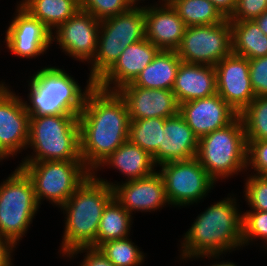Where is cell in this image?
Segmentation results:
<instances>
[{"mask_svg": "<svg viewBox=\"0 0 267 266\" xmlns=\"http://www.w3.org/2000/svg\"><path fill=\"white\" fill-rule=\"evenodd\" d=\"M179 114L198 139L226 127L239 116L218 93L181 103Z\"/></svg>", "mask_w": 267, "mask_h": 266, "instance_id": "17", "label": "cell"}, {"mask_svg": "<svg viewBox=\"0 0 267 266\" xmlns=\"http://www.w3.org/2000/svg\"><path fill=\"white\" fill-rule=\"evenodd\" d=\"M249 75L255 96H267V56L248 59Z\"/></svg>", "mask_w": 267, "mask_h": 266, "instance_id": "36", "label": "cell"}, {"mask_svg": "<svg viewBox=\"0 0 267 266\" xmlns=\"http://www.w3.org/2000/svg\"><path fill=\"white\" fill-rule=\"evenodd\" d=\"M236 199L230 195L198 214L183 235L179 260L200 257L217 260L222 254L243 248V214L238 210Z\"/></svg>", "mask_w": 267, "mask_h": 266, "instance_id": "2", "label": "cell"}, {"mask_svg": "<svg viewBox=\"0 0 267 266\" xmlns=\"http://www.w3.org/2000/svg\"><path fill=\"white\" fill-rule=\"evenodd\" d=\"M100 20L79 10L51 33V41L74 60L91 63L97 52Z\"/></svg>", "mask_w": 267, "mask_h": 266, "instance_id": "12", "label": "cell"}, {"mask_svg": "<svg viewBox=\"0 0 267 266\" xmlns=\"http://www.w3.org/2000/svg\"><path fill=\"white\" fill-rule=\"evenodd\" d=\"M181 62L176 51L160 50L153 61L138 74L132 83L127 85L146 89L172 90Z\"/></svg>", "mask_w": 267, "mask_h": 266, "instance_id": "24", "label": "cell"}, {"mask_svg": "<svg viewBox=\"0 0 267 266\" xmlns=\"http://www.w3.org/2000/svg\"><path fill=\"white\" fill-rule=\"evenodd\" d=\"M39 207L31 179L16 167L0 183V236L20 244Z\"/></svg>", "mask_w": 267, "mask_h": 266, "instance_id": "8", "label": "cell"}, {"mask_svg": "<svg viewBox=\"0 0 267 266\" xmlns=\"http://www.w3.org/2000/svg\"><path fill=\"white\" fill-rule=\"evenodd\" d=\"M98 249L115 266H141L145 259V254L129 237L106 241Z\"/></svg>", "mask_w": 267, "mask_h": 266, "instance_id": "30", "label": "cell"}, {"mask_svg": "<svg viewBox=\"0 0 267 266\" xmlns=\"http://www.w3.org/2000/svg\"><path fill=\"white\" fill-rule=\"evenodd\" d=\"M31 179L39 205L47 199L61 207L91 172L82 160L20 162L19 166Z\"/></svg>", "mask_w": 267, "mask_h": 266, "instance_id": "9", "label": "cell"}, {"mask_svg": "<svg viewBox=\"0 0 267 266\" xmlns=\"http://www.w3.org/2000/svg\"><path fill=\"white\" fill-rule=\"evenodd\" d=\"M247 141V167L258 176H267V140ZM255 172V173H254Z\"/></svg>", "mask_w": 267, "mask_h": 266, "instance_id": "35", "label": "cell"}, {"mask_svg": "<svg viewBox=\"0 0 267 266\" xmlns=\"http://www.w3.org/2000/svg\"><path fill=\"white\" fill-rule=\"evenodd\" d=\"M239 116L246 140H267V96L256 97Z\"/></svg>", "mask_w": 267, "mask_h": 266, "instance_id": "31", "label": "cell"}, {"mask_svg": "<svg viewBox=\"0 0 267 266\" xmlns=\"http://www.w3.org/2000/svg\"><path fill=\"white\" fill-rule=\"evenodd\" d=\"M99 181L113 188L114 198L131 214L136 211L154 212L170 206L166 196L162 175L156 171L152 175L122 183L108 181L93 174Z\"/></svg>", "mask_w": 267, "mask_h": 266, "instance_id": "13", "label": "cell"}, {"mask_svg": "<svg viewBox=\"0 0 267 266\" xmlns=\"http://www.w3.org/2000/svg\"><path fill=\"white\" fill-rule=\"evenodd\" d=\"M210 266H237V265L231 261H226V262L221 261L220 263H219V261H218V263L216 261V263L214 262V264H211Z\"/></svg>", "mask_w": 267, "mask_h": 266, "instance_id": "43", "label": "cell"}, {"mask_svg": "<svg viewBox=\"0 0 267 266\" xmlns=\"http://www.w3.org/2000/svg\"><path fill=\"white\" fill-rule=\"evenodd\" d=\"M176 52L182 62L215 66L232 54L229 19L219 24L186 27Z\"/></svg>", "mask_w": 267, "mask_h": 266, "instance_id": "11", "label": "cell"}, {"mask_svg": "<svg viewBox=\"0 0 267 266\" xmlns=\"http://www.w3.org/2000/svg\"><path fill=\"white\" fill-rule=\"evenodd\" d=\"M0 82V143L12 156L25 150L29 139V118L21 96Z\"/></svg>", "mask_w": 267, "mask_h": 266, "instance_id": "15", "label": "cell"}, {"mask_svg": "<svg viewBox=\"0 0 267 266\" xmlns=\"http://www.w3.org/2000/svg\"><path fill=\"white\" fill-rule=\"evenodd\" d=\"M165 120L158 117L130 120L128 140L153 157L161 143Z\"/></svg>", "mask_w": 267, "mask_h": 266, "instance_id": "29", "label": "cell"}, {"mask_svg": "<svg viewBox=\"0 0 267 266\" xmlns=\"http://www.w3.org/2000/svg\"><path fill=\"white\" fill-rule=\"evenodd\" d=\"M159 167L167 199L173 207L198 204L216 184L196 157L164 163Z\"/></svg>", "mask_w": 267, "mask_h": 266, "instance_id": "10", "label": "cell"}, {"mask_svg": "<svg viewBox=\"0 0 267 266\" xmlns=\"http://www.w3.org/2000/svg\"><path fill=\"white\" fill-rule=\"evenodd\" d=\"M145 38L144 5L100 21L97 52L88 75L96 83L130 44Z\"/></svg>", "mask_w": 267, "mask_h": 266, "instance_id": "7", "label": "cell"}, {"mask_svg": "<svg viewBox=\"0 0 267 266\" xmlns=\"http://www.w3.org/2000/svg\"><path fill=\"white\" fill-rule=\"evenodd\" d=\"M254 21L259 26V29L267 35V10L264 11L259 17L255 18Z\"/></svg>", "mask_w": 267, "mask_h": 266, "instance_id": "41", "label": "cell"}, {"mask_svg": "<svg viewBox=\"0 0 267 266\" xmlns=\"http://www.w3.org/2000/svg\"><path fill=\"white\" fill-rule=\"evenodd\" d=\"M33 154L22 162L82 160L78 115H30L27 148Z\"/></svg>", "mask_w": 267, "mask_h": 266, "instance_id": "5", "label": "cell"}, {"mask_svg": "<svg viewBox=\"0 0 267 266\" xmlns=\"http://www.w3.org/2000/svg\"><path fill=\"white\" fill-rule=\"evenodd\" d=\"M246 178L244 187L245 201L251 210L267 212V176L253 175Z\"/></svg>", "mask_w": 267, "mask_h": 266, "instance_id": "34", "label": "cell"}, {"mask_svg": "<svg viewBox=\"0 0 267 266\" xmlns=\"http://www.w3.org/2000/svg\"><path fill=\"white\" fill-rule=\"evenodd\" d=\"M160 5V6H159ZM145 38L159 50L176 51L186 25L167 0L144 6Z\"/></svg>", "mask_w": 267, "mask_h": 266, "instance_id": "19", "label": "cell"}, {"mask_svg": "<svg viewBox=\"0 0 267 266\" xmlns=\"http://www.w3.org/2000/svg\"><path fill=\"white\" fill-rule=\"evenodd\" d=\"M86 252V253H85ZM85 253L83 255L84 259L80 263V266H115L111 263L98 248L92 247H81L64 255V257H68L71 259L77 254Z\"/></svg>", "mask_w": 267, "mask_h": 266, "instance_id": "38", "label": "cell"}, {"mask_svg": "<svg viewBox=\"0 0 267 266\" xmlns=\"http://www.w3.org/2000/svg\"><path fill=\"white\" fill-rule=\"evenodd\" d=\"M131 7L129 0H80L81 10L100 21L124 13Z\"/></svg>", "mask_w": 267, "mask_h": 266, "instance_id": "33", "label": "cell"}, {"mask_svg": "<svg viewBox=\"0 0 267 266\" xmlns=\"http://www.w3.org/2000/svg\"><path fill=\"white\" fill-rule=\"evenodd\" d=\"M186 27L219 24L226 20L208 0H167Z\"/></svg>", "mask_w": 267, "mask_h": 266, "instance_id": "28", "label": "cell"}, {"mask_svg": "<svg viewBox=\"0 0 267 266\" xmlns=\"http://www.w3.org/2000/svg\"><path fill=\"white\" fill-rule=\"evenodd\" d=\"M263 239L262 243L267 246V212L257 210H246L243 213L242 242L243 247L250 242ZM267 250V247L265 248Z\"/></svg>", "mask_w": 267, "mask_h": 266, "instance_id": "32", "label": "cell"}, {"mask_svg": "<svg viewBox=\"0 0 267 266\" xmlns=\"http://www.w3.org/2000/svg\"><path fill=\"white\" fill-rule=\"evenodd\" d=\"M267 10V0H237L229 21L254 20Z\"/></svg>", "mask_w": 267, "mask_h": 266, "instance_id": "37", "label": "cell"}, {"mask_svg": "<svg viewBox=\"0 0 267 266\" xmlns=\"http://www.w3.org/2000/svg\"><path fill=\"white\" fill-rule=\"evenodd\" d=\"M232 29V53L255 59L267 56V35L254 20L230 21Z\"/></svg>", "mask_w": 267, "mask_h": 266, "instance_id": "25", "label": "cell"}, {"mask_svg": "<svg viewBox=\"0 0 267 266\" xmlns=\"http://www.w3.org/2000/svg\"><path fill=\"white\" fill-rule=\"evenodd\" d=\"M133 216L113 197L105 206L98 227L96 248L109 240L130 237Z\"/></svg>", "mask_w": 267, "mask_h": 266, "instance_id": "27", "label": "cell"}, {"mask_svg": "<svg viewBox=\"0 0 267 266\" xmlns=\"http://www.w3.org/2000/svg\"><path fill=\"white\" fill-rule=\"evenodd\" d=\"M129 1H130L132 6L138 7V6H141V5H138V4H140V1H145V0H129Z\"/></svg>", "mask_w": 267, "mask_h": 266, "instance_id": "44", "label": "cell"}, {"mask_svg": "<svg viewBox=\"0 0 267 266\" xmlns=\"http://www.w3.org/2000/svg\"><path fill=\"white\" fill-rule=\"evenodd\" d=\"M172 91L179 104L216 94L215 67L181 62Z\"/></svg>", "mask_w": 267, "mask_h": 266, "instance_id": "22", "label": "cell"}, {"mask_svg": "<svg viewBox=\"0 0 267 266\" xmlns=\"http://www.w3.org/2000/svg\"><path fill=\"white\" fill-rule=\"evenodd\" d=\"M17 244L11 239L0 236V266H12V253ZM12 256V257H11Z\"/></svg>", "mask_w": 267, "mask_h": 266, "instance_id": "39", "label": "cell"}, {"mask_svg": "<svg viewBox=\"0 0 267 266\" xmlns=\"http://www.w3.org/2000/svg\"><path fill=\"white\" fill-rule=\"evenodd\" d=\"M9 157H11V155L2 147L0 143V162H2V160L8 159Z\"/></svg>", "mask_w": 267, "mask_h": 266, "instance_id": "42", "label": "cell"}, {"mask_svg": "<svg viewBox=\"0 0 267 266\" xmlns=\"http://www.w3.org/2000/svg\"><path fill=\"white\" fill-rule=\"evenodd\" d=\"M28 82V101L23 100L30 115L47 116L61 114L79 115L84 107L86 96L95 85L87 80L84 90L78 81L57 67H44L37 70Z\"/></svg>", "mask_w": 267, "mask_h": 266, "instance_id": "4", "label": "cell"}, {"mask_svg": "<svg viewBox=\"0 0 267 266\" xmlns=\"http://www.w3.org/2000/svg\"><path fill=\"white\" fill-rule=\"evenodd\" d=\"M19 4L51 32L81 9L80 0H22Z\"/></svg>", "mask_w": 267, "mask_h": 266, "instance_id": "26", "label": "cell"}, {"mask_svg": "<svg viewBox=\"0 0 267 266\" xmlns=\"http://www.w3.org/2000/svg\"><path fill=\"white\" fill-rule=\"evenodd\" d=\"M214 67L217 93L240 114L256 98L248 59L232 53Z\"/></svg>", "mask_w": 267, "mask_h": 266, "instance_id": "16", "label": "cell"}, {"mask_svg": "<svg viewBox=\"0 0 267 266\" xmlns=\"http://www.w3.org/2000/svg\"><path fill=\"white\" fill-rule=\"evenodd\" d=\"M198 142V137L180 114L166 118L161 143L153 161L159 167L164 163L195 158Z\"/></svg>", "mask_w": 267, "mask_h": 266, "instance_id": "21", "label": "cell"}, {"mask_svg": "<svg viewBox=\"0 0 267 266\" xmlns=\"http://www.w3.org/2000/svg\"><path fill=\"white\" fill-rule=\"evenodd\" d=\"M80 156L93 173L118 147L128 141L130 117L117 91L94 85L78 115Z\"/></svg>", "mask_w": 267, "mask_h": 266, "instance_id": "1", "label": "cell"}, {"mask_svg": "<svg viewBox=\"0 0 267 266\" xmlns=\"http://www.w3.org/2000/svg\"><path fill=\"white\" fill-rule=\"evenodd\" d=\"M159 51L146 38L130 44L95 85L103 90L117 91L122 86L132 83Z\"/></svg>", "mask_w": 267, "mask_h": 266, "instance_id": "20", "label": "cell"}, {"mask_svg": "<svg viewBox=\"0 0 267 266\" xmlns=\"http://www.w3.org/2000/svg\"><path fill=\"white\" fill-rule=\"evenodd\" d=\"M114 197L113 188L92 173L60 207L65 213V229L60 255L81 247L96 248L98 227L106 204Z\"/></svg>", "mask_w": 267, "mask_h": 266, "instance_id": "3", "label": "cell"}, {"mask_svg": "<svg viewBox=\"0 0 267 266\" xmlns=\"http://www.w3.org/2000/svg\"><path fill=\"white\" fill-rule=\"evenodd\" d=\"M208 1L211 2L226 19H229L231 15L234 13L237 3V0H208Z\"/></svg>", "mask_w": 267, "mask_h": 266, "instance_id": "40", "label": "cell"}, {"mask_svg": "<svg viewBox=\"0 0 267 266\" xmlns=\"http://www.w3.org/2000/svg\"><path fill=\"white\" fill-rule=\"evenodd\" d=\"M105 166L117 169L125 176V181L148 177L157 170L153 157L129 140L107 157L92 174H97L95 172Z\"/></svg>", "mask_w": 267, "mask_h": 266, "instance_id": "23", "label": "cell"}, {"mask_svg": "<svg viewBox=\"0 0 267 266\" xmlns=\"http://www.w3.org/2000/svg\"><path fill=\"white\" fill-rule=\"evenodd\" d=\"M117 92L126 103L130 120L166 119L179 114L180 104L172 90L125 85Z\"/></svg>", "mask_w": 267, "mask_h": 266, "instance_id": "18", "label": "cell"}, {"mask_svg": "<svg viewBox=\"0 0 267 266\" xmlns=\"http://www.w3.org/2000/svg\"><path fill=\"white\" fill-rule=\"evenodd\" d=\"M16 7L15 17L5 32L7 49L23 59L43 55L52 44V32L19 3Z\"/></svg>", "mask_w": 267, "mask_h": 266, "instance_id": "14", "label": "cell"}, {"mask_svg": "<svg viewBox=\"0 0 267 266\" xmlns=\"http://www.w3.org/2000/svg\"><path fill=\"white\" fill-rule=\"evenodd\" d=\"M196 159L215 182L246 171L247 141L241 117L201 137Z\"/></svg>", "mask_w": 267, "mask_h": 266, "instance_id": "6", "label": "cell"}]
</instances>
